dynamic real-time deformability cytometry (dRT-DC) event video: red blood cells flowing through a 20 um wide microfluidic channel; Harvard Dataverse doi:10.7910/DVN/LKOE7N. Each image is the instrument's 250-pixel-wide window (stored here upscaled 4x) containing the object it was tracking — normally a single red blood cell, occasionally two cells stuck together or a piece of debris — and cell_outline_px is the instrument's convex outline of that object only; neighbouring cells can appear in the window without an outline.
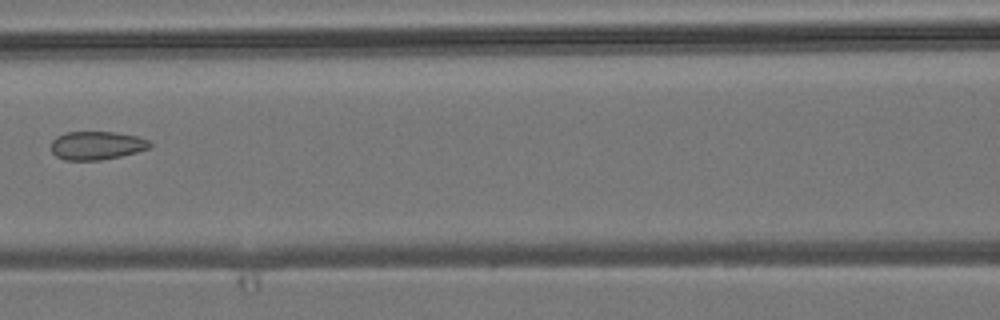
{"species": "common noctule bat (a hibernating species)", "species_latin": "Nyctalus noctula", "temperature_condition": "room temperature", "stored_images_in_passage": 5, "camera_frame_rate_fps": 3000, "um_per_image_px": 0.085, "animal": {"sex": "male", "body_mass_g": 19.2, "forearm_length_mm": 51.8}, "frame": {"image": 1, "passage_image": 5, "time_ms": 4.667, "image_size_px": [1000, 320], "cell_outline_px": [[152, 144], [148, 148], [136, 152], [120, 156], [100, 160], [64, 160], [56, 156], [52, 152], [52, 140], [56, 136], [64, 132], [112, 132], [136, 136], [148, 140]], "centroid_in_image_um": [8.18, 12.36], "position_along_channel_um": 158.4, "area_um2": 16.24}}